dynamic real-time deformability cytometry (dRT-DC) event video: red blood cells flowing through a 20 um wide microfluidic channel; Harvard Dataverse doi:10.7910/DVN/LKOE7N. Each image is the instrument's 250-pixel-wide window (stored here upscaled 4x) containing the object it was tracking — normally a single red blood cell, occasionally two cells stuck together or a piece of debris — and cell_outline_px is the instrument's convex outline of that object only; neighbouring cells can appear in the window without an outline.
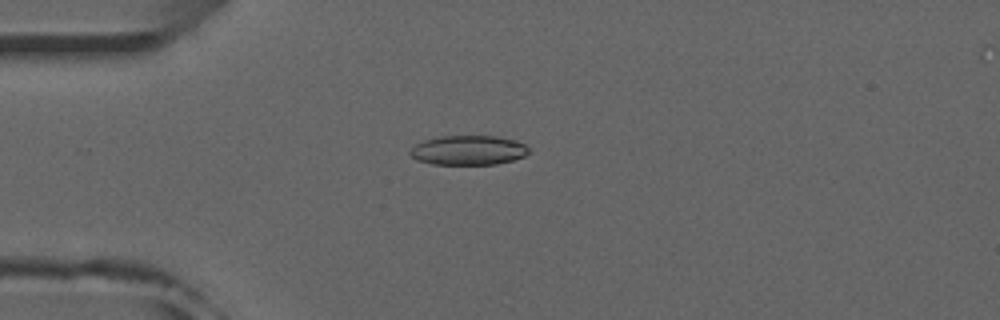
{"species": "common noctule bat (a hibernating species)", "species_latin": "Nyctalus noctula", "temperature_condition": "room temperature", "stored_images_in_passage": 12, "camera_frame_rate_fps": 3000, "um_per_image_px": 0.085, "animal": {"sex": "male", "forearm_length_mm": 52.5}, "frame": {"image": 1, "passage_image": 2, "time_ms": 0.333, "image_size_px": [1000, 320], "cell_outline_px": [[532, 152], [524, 156], [512, 160], [496, 164], [432, 164], [416, 160], [408, 152], [416, 144], [424, 140], [440, 136], [496, 136], [516, 140], [524, 144]], "centroid_in_image_um": [39.82, 12.77], "position_along_channel_um": 45.2, "area_um2": 20.46}}
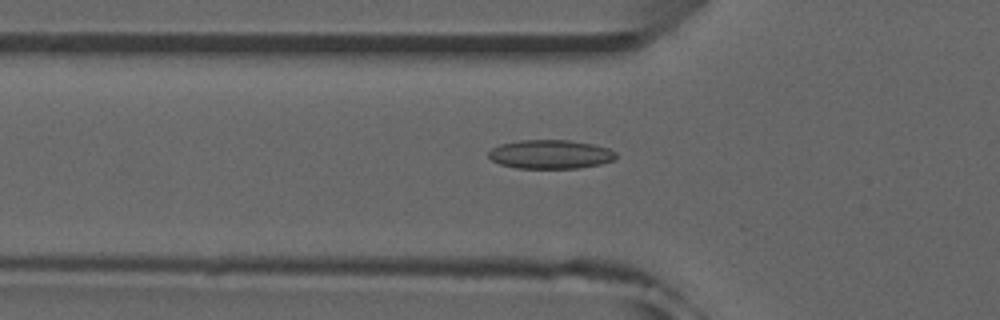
{"frame": {"image": 2, "passage_image": 6, "time_ms": 1.667, "image_size_px": [1000, 320], "cell_outline_px": [[616, 160], [600, 164], [580, 168], [516, 168], [500, 164], [492, 160], [488, 156], [488, 152], [492, 148], [500, 144], [520, 140], [568, 140], [592, 144], [608, 148], [616, 152]], "centroid_in_image_um": [46.79, 13.12], "position_along_channel_um": 79.0, "area_um2": 21.5}}
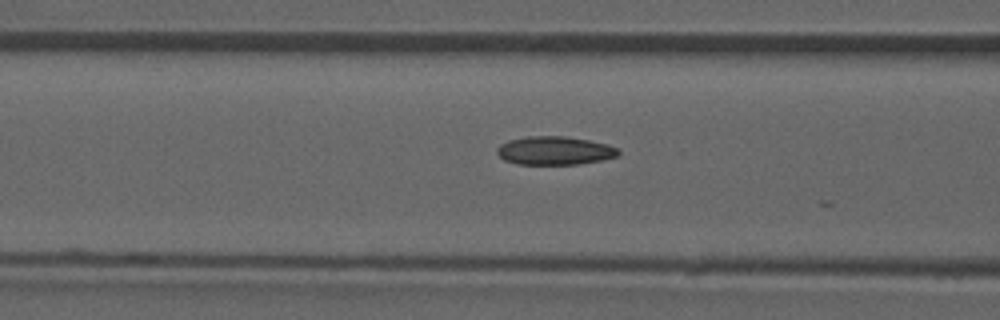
{"frame": {"image": 3, "passage_image": 9, "time_ms": 2.667, "image_size_px": [1000, 320], "cell_outline_px": [[620, 152], [616, 156], [600, 160], [580, 164], [516, 164], [504, 160], [496, 152], [496, 148], [500, 144], [508, 140], [528, 136], [564, 136], [588, 140], [608, 144], [616, 148]], "centroid_in_image_um": [47.1, 12.8], "position_along_channel_um": 119.5, "area_um2": 20.06}}